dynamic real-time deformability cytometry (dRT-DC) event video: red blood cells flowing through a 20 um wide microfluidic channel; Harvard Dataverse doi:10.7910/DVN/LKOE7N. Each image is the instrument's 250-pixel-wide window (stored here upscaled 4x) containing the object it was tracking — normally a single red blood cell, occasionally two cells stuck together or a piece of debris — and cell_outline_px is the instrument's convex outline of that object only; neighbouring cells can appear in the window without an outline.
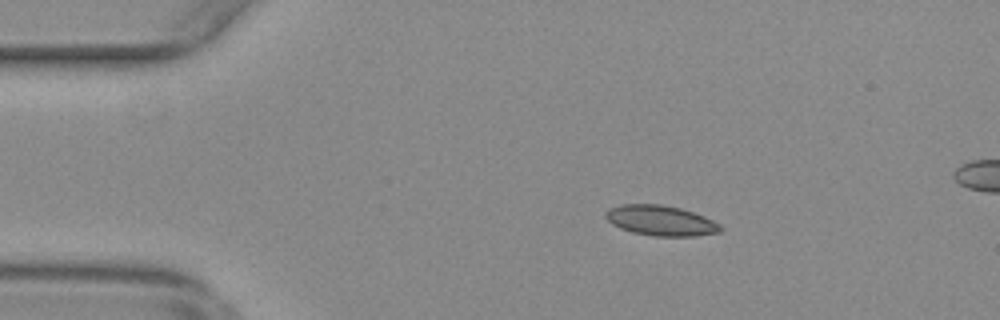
{"species": "common noctule bat (a hibernating species)", "species_latin": "Nyctalus noctula", "temperature_condition": "warm", "stored_images_in_passage": 56, "segment_of_instrument_passage": [1, 2], "camera_frame_rate_fps": 3000, "um_per_image_px": 0.085, "animal": {"sex": "female", "body_mass_g": 29.2, "forearm_length_mm": 56.3}, "frame": {"image": 1, "passage_image": 10, "time_ms": 3.0, "image_size_px": [1000, 320], "cell_outline_px": [[724, 228], [720, 232], [696, 236], [652, 236], [632, 232], [620, 228], [612, 224], [604, 216], [604, 212], [608, 208], [620, 204], [660, 204], [680, 208], [704, 216], [720, 224]], "centroid_in_image_um": [56.14, 18.75], "position_along_channel_um": 28.9, "area_um2": 20.4}}
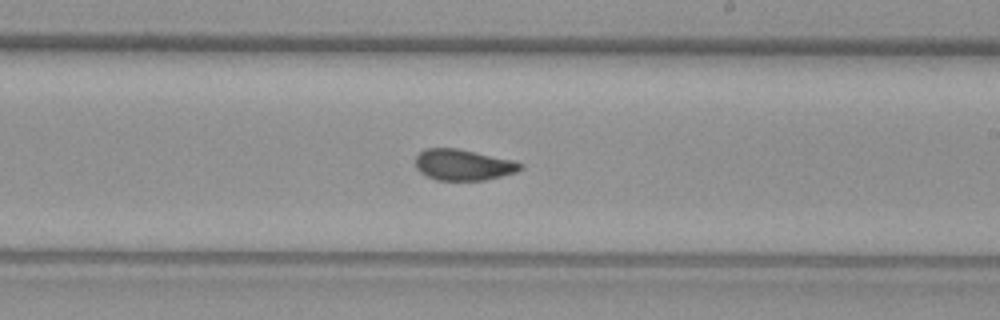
{"frame": {"image": 2, "passage_image": 32, "time_ms": 10.333, "image_size_px": [1000, 320], "cell_outline_px": [[524, 168], [516, 172], [484, 180], [436, 180], [420, 172], [416, 168], [416, 156], [424, 148], [456, 148], [516, 160], [524, 164]], "centroid_in_image_um": [39.4, 14.0], "position_along_channel_um": 249.6, "area_um2": 19.07}}
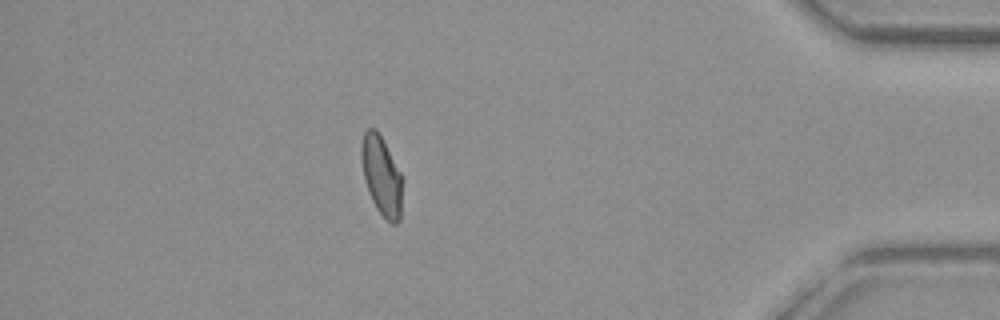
{"frame": {"image": 3, "passage_image": 48, "time_ms": 15.667, "image_size_px": [1000, 320], "cell_outline_px": [[400, 220], [396, 224], [392, 224], [376, 208], [368, 192], [360, 160], [360, 144], [364, 132], [368, 128], [376, 128], [400, 172]], "centroid_in_image_um": [32.37, 14.9], "position_along_channel_um": 402.8, "area_um2": 18.44}}